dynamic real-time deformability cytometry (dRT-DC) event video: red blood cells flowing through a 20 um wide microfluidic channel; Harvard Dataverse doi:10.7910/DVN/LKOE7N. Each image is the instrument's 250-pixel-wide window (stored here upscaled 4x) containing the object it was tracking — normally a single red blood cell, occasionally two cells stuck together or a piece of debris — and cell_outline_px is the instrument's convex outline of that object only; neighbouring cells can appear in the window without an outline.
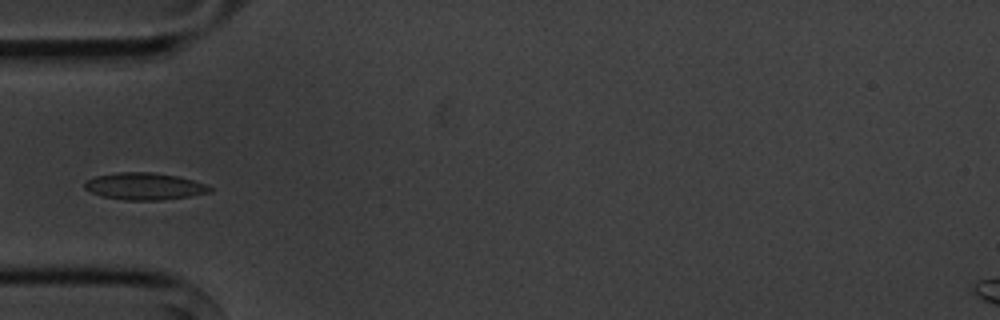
{"species": "common noctule bat (a hibernating species)", "species_latin": "Nyctalus noctula", "temperature_condition": "cold", "stored_images_in_passage": 12, "camera_frame_rate_fps": 3000, "um_per_image_px": 0.085, "animal": {"sex": "male", "body_mass_g": 20.1, "forearm_length_mm": 53.5}, "frame": {"image": 1, "passage_image": 6, "time_ms": 7.0, "image_size_px": [1000, 320], "cell_outline_px": [[212, 192], [188, 196], [160, 200], [124, 200], [104, 196], [92, 192], [84, 188], [84, 184], [88, 180], [96, 176], [116, 172], [152, 172], [176, 176], [192, 180], [204, 184], [212, 188]], "centroid_in_image_um": [12.27, 15.83], "position_along_channel_um": 72.7, "area_um2": 19.42}}
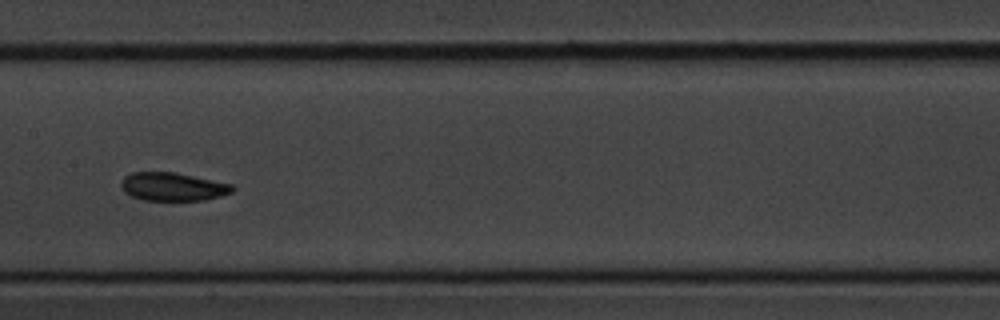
{"frame": {"image": 2, "passage_image": 9, "time_ms": 10.333, "image_size_px": [1000, 320], "cell_outline_px": [[236, 188], [232, 192], [220, 196], [204, 200], [144, 200], [132, 196], [124, 192], [120, 184], [120, 180], [124, 176], [132, 172], [176, 172], [232, 184]], "centroid_in_image_um": [14.68, 15.86], "position_along_channel_um": 192.7, "area_um2": 18.44}}
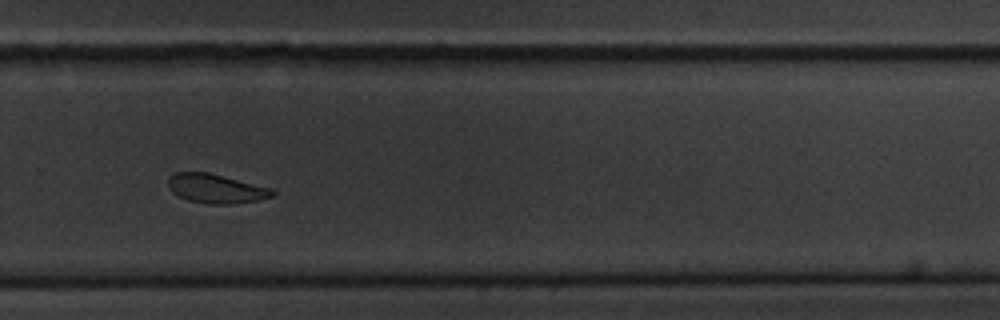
{"frame": {"image": 3, "passage_image": 12, "time_ms": 13.667, "image_size_px": [1000, 320], "cell_outline_px": [[276, 192], [272, 196], [256, 200], [232, 204], [208, 204], [188, 200], [172, 192], [168, 184], [168, 176], [176, 172], [208, 172], [272, 188]], "centroid_in_image_um": [18.34, 16.02], "position_along_channel_um": 311.5, "area_um2": 17.63}}